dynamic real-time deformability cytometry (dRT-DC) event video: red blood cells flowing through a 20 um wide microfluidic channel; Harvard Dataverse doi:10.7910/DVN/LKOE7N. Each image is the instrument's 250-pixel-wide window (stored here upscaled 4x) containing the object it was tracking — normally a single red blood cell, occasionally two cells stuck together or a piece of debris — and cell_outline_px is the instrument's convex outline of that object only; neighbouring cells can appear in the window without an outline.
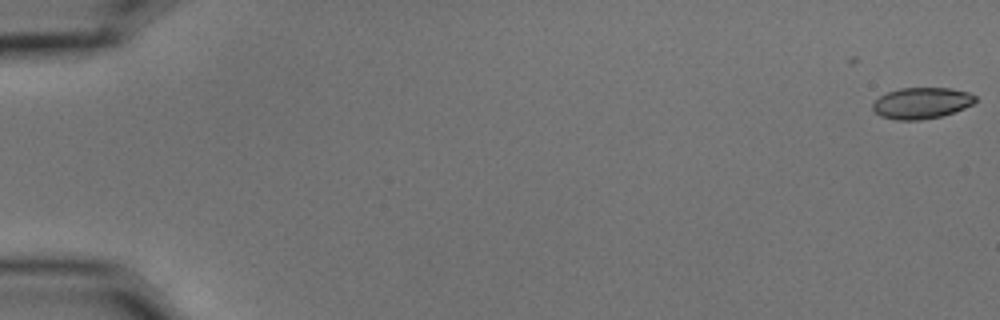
{"species": "common noctule bat (a hibernating species)", "species_latin": "Nyctalus noctula", "temperature_condition": "cold", "stored_images_in_passage": 2, "camera_frame_rate_fps": 3000, "um_per_image_px": 0.085, "animal": {"sex": "male", "body_mass_g": 15.6}, "frame": {"image": 1, "passage_image": 2, "time_ms": 0.333, "image_size_px": [1000, 320], "cell_outline_px": [[976, 100], [972, 104], [964, 108], [940, 116], [920, 120], [896, 120], [880, 116], [872, 108], [872, 104], [880, 96], [888, 92], [900, 88], [948, 88], [968, 92], [976, 96]], "centroid_in_image_um": [78.31, 8.76], "position_along_channel_um": 6.7, "area_um2": 18.5}}